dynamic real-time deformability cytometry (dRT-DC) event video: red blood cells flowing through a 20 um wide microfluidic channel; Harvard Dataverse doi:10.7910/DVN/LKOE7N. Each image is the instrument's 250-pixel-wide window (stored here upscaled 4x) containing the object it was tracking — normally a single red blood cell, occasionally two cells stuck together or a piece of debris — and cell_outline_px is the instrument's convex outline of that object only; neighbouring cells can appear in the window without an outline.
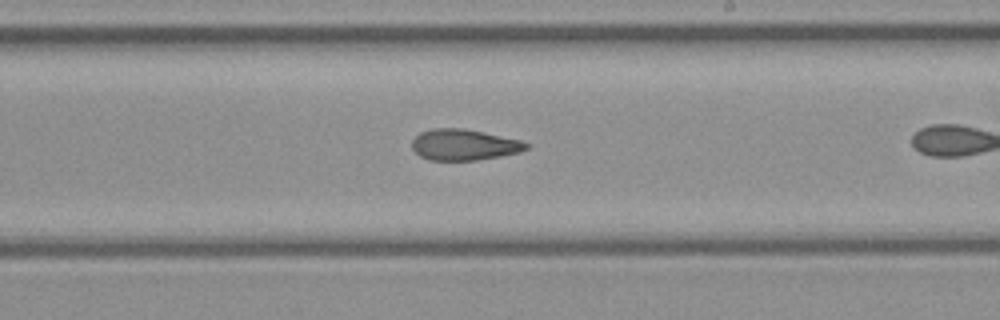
{"species": "common noctule bat (a hibernating species)", "species_latin": "Nyctalus noctula", "temperature_condition": "cold", "stored_images_in_passage": 33, "camera_frame_rate_fps": 3000, "um_per_image_px": 0.085, "animal": {"sex": "female", "body_mass_g": 21.9}, "frame": {"image": 1, "passage_image": 24, "time_ms": 7.667, "image_size_px": [1000, 320], "cell_outline_px": [[532, 144], [528, 148], [520, 152], [500, 156], [476, 160], [428, 160], [420, 156], [412, 148], [412, 140], [420, 132], [432, 128], [464, 128], [484, 132], [520, 140]], "centroid_in_image_um": [39.45, 12.3], "position_along_channel_um": 249.6, "area_um2": 20.75}}